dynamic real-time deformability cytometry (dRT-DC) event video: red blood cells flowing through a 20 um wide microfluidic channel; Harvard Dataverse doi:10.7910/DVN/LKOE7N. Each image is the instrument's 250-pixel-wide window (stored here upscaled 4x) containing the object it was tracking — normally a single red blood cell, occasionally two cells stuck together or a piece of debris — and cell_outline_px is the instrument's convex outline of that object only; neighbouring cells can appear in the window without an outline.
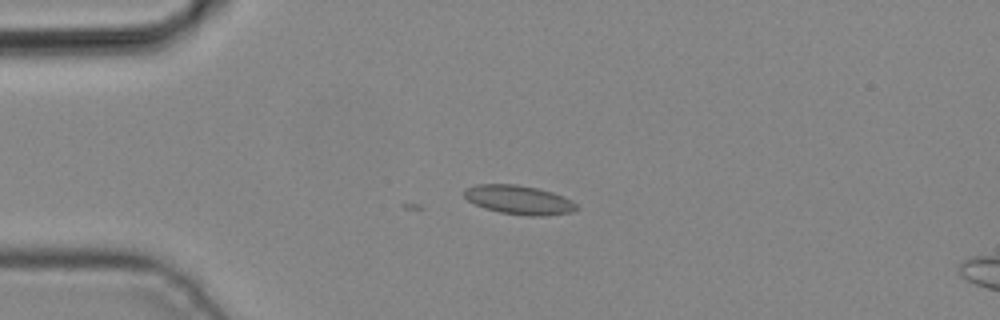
{"species": "common noctule bat (a hibernating species)", "species_latin": "Nyctalus noctula", "temperature_condition": "cold", "stored_images_in_passage": 3, "camera_frame_rate_fps": 3000, "um_per_image_px": 0.085, "animal": {"sex": "male", "body_mass_g": 19.2, "forearm_length_mm": 51.8}, "frame": {"image": 1, "passage_image": 1, "time_ms": 0.0, "image_size_px": [1000, 320], "cell_outline_px": [[580, 208], [572, 212], [544, 216], [528, 216], [500, 212], [484, 208], [468, 200], [464, 196], [464, 192], [468, 188], [476, 184], [516, 184], [536, 188], [552, 192], [564, 196], [572, 200]], "centroid_in_image_um": [44.15, 16.99], "position_along_channel_um": 40.8, "area_um2": 18.96}}
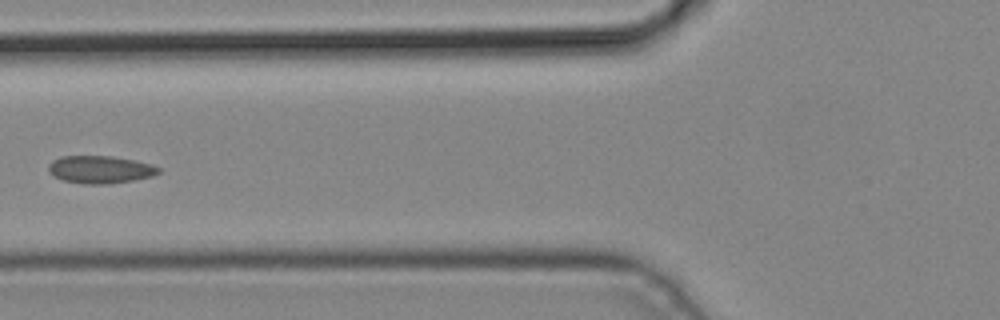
{"frame": {"image": 2, "passage_image": 3, "time_ms": 0.667, "image_size_px": [1000, 320], "cell_outline_px": [[160, 172], [152, 176], [132, 180], [108, 184], [88, 184], [64, 180], [48, 172], [48, 164], [52, 160], [60, 156], [112, 156], [136, 160], [152, 164], [160, 168]], "centroid_in_image_um": [8.52, 14.39], "position_along_channel_um": 117.3, "area_um2": 17.69}}